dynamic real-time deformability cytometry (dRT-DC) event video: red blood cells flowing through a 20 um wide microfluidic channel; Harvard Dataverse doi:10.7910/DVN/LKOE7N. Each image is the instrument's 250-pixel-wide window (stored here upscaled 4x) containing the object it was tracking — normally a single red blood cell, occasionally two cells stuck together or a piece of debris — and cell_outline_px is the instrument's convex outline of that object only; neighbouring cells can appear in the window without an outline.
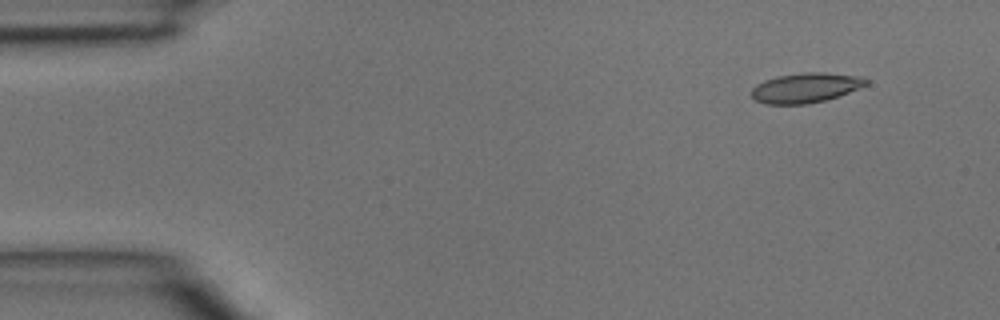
{"species": "common noctule bat (a hibernating species)", "species_latin": "Nyctalus noctula", "temperature_condition": "room temperature", "stored_images_in_passage": 3, "camera_frame_rate_fps": 3000, "um_per_image_px": 0.085, "animal": {"sex": "male", "body_mass_g": 15.6}, "frame": {"image": 1, "passage_image": 2, "time_ms": 0.333, "image_size_px": [1000, 320], "cell_outline_px": [[868, 84], [848, 92], [824, 100], [808, 104], [764, 104], [756, 100], [752, 96], [752, 88], [756, 84], [764, 80], [776, 76], [800, 72], [824, 72], [860, 76], [868, 80]], "centroid_in_image_um": [68.44, 7.45], "position_along_channel_um": 16.6, "area_um2": 19.88}}